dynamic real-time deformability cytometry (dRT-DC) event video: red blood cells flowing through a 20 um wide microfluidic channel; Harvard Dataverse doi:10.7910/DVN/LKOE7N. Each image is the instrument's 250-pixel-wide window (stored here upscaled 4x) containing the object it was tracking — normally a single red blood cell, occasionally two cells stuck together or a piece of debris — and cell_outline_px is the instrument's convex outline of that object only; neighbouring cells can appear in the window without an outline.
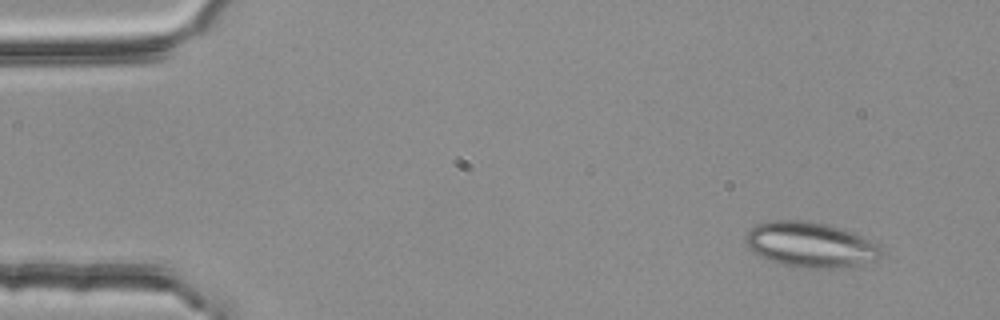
{"species": "common noctule bat (a hibernating species)", "species_latin": "Nyctalus noctula", "temperature_condition": "room temperature", "stored_images_in_passage": 4, "camera_frame_rate_fps": 3000, "um_per_image_px": 0.085, "animal": {"sex": "female", "body_mass_g": 25.1}, "frame": {"image": 1, "passage_image": 1, "time_ms": 0.0, "image_size_px": [1000, 320], "cell_outline_px": [[880, 256], [876, 260], [836, 268], [816, 268], [784, 264], [768, 260], [752, 252], [748, 248], [748, 232], [756, 224], [768, 220], [808, 220], [828, 224], [852, 232], [876, 244], [880, 248]], "centroid_in_image_um": [68.85, 20.77], "position_along_channel_um": 16.2, "area_um2": 35.08}}